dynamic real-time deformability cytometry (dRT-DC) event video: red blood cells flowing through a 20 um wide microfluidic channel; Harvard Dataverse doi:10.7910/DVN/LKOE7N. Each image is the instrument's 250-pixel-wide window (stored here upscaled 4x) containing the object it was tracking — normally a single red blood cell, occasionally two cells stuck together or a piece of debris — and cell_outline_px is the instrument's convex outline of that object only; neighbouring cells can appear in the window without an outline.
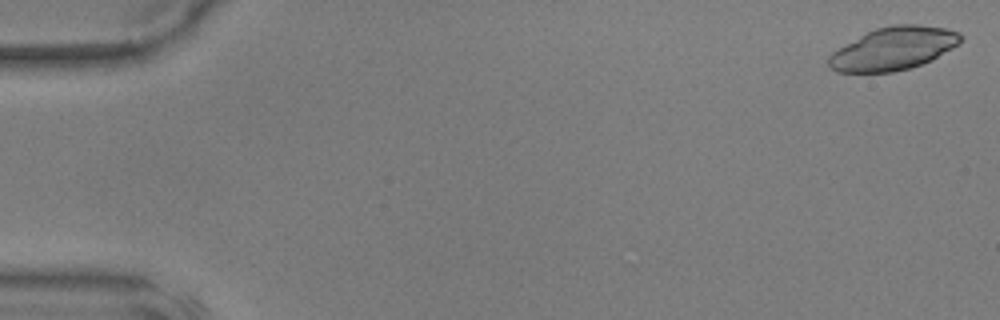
{"species": "common noctule bat (a hibernating species)", "species_latin": "Nyctalus noctula", "temperature_condition": "warm", "stored_images_in_passage": 46, "camera_frame_rate_fps": 3000, "um_per_image_px": 0.085, "animal": {"sex": "male", "body_mass_g": 17.9, "forearm_length_mm": 54.2}, "frame": {"image": 1, "passage_image": 1, "time_ms": 0.0, "image_size_px": [1000, 320], "cell_outline_px": [[964, 36], [952, 48], [932, 60], [912, 68], [892, 72], [836, 72], [828, 68], [828, 56], [832, 52], [868, 32], [876, 28], [892, 24], [916, 24], [944, 28], [960, 32]], "centroid_in_image_um": [75.94, 4.14], "position_along_channel_um": 9.1, "area_um2": 32.89}}